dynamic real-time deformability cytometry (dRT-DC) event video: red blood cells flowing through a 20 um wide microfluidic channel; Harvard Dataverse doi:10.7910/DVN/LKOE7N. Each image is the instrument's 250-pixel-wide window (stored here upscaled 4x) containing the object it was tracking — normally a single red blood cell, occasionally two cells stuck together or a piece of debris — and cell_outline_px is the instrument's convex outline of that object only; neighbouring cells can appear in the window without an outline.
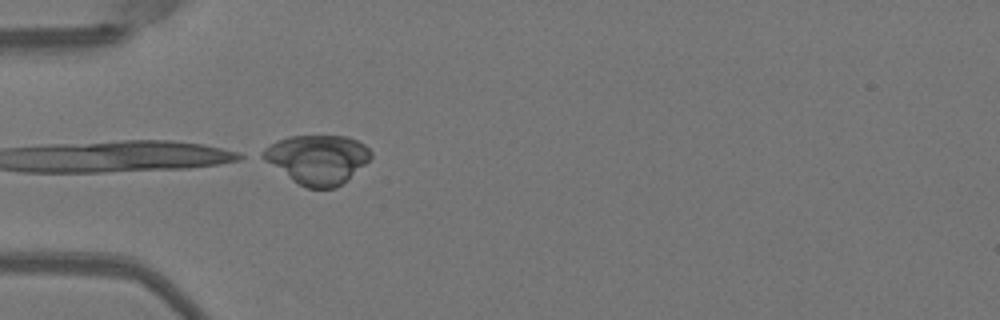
{"species": "Egyptian fruit bat (a non-hibernating species)", "species_latin": "Rousettus aegyptiacus", "temperature_condition": "warm", "stored_images_in_passage": 4, "camera_frame_rate_fps": 3000, "um_per_image_px": 0.085, "animal": {"sex": "female"}, "frame": {"image": 1, "passage_image": 4, "time_ms": 1.0, "image_size_px": [1000, 320], "cell_outline_px": [[372, 156], [364, 164], [336, 188], [308, 188], [292, 180], [256, 156], [256, 152], [276, 140], [288, 136], [348, 136], [364, 144], [372, 152]], "centroid_in_image_um": [26.88, 13.52], "position_along_channel_um": 58.1, "area_um2": 31.1}}